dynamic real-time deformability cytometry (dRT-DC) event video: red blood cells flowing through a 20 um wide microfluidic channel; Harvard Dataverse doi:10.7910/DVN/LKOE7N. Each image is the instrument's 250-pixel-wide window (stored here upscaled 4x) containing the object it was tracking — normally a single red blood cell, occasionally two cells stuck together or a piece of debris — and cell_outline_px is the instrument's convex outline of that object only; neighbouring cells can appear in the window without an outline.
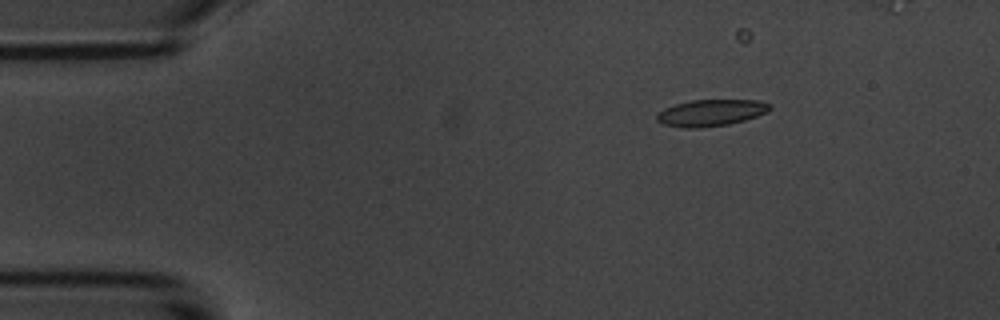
{"species": "common noctule bat (a hibernating species)", "species_latin": "Nyctalus noctula", "temperature_condition": "room temperature", "stored_images_in_passage": 12, "camera_frame_rate_fps": 3000, "um_per_image_px": 0.085, "animal": {"sex": "male", "body_mass_g": 20.1, "forearm_length_mm": 53.5}, "frame": {"image": 1, "passage_image": 2, "time_ms": 1.333, "image_size_px": [1000, 320], "cell_outline_px": [[772, 108], [768, 112], [744, 120], [728, 124], [700, 128], [684, 128], [664, 124], [656, 120], [656, 116], [664, 108], [676, 104], [692, 100], [756, 100], [772, 104]], "centroid_in_image_um": [60.45, 9.58], "position_along_channel_um": 24.6, "area_um2": 17.46}}
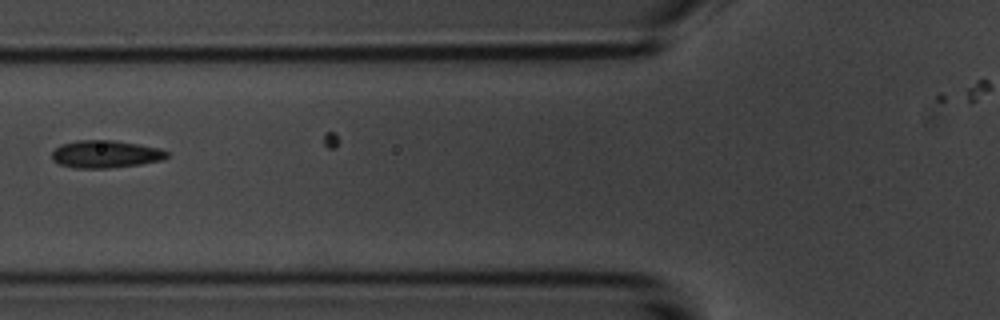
{"frame": {"image": 2, "passage_image": 6, "time_ms": 5.667, "image_size_px": [1000, 320], "cell_outline_px": [[168, 156], [160, 160], [140, 164], [108, 168], [76, 168], [60, 164], [52, 160], [52, 152], [60, 144], [80, 140], [112, 140], [160, 148], [168, 152]], "centroid_in_image_um": [8.94, 13.1], "position_along_channel_um": 116.9, "area_um2": 18.26}}
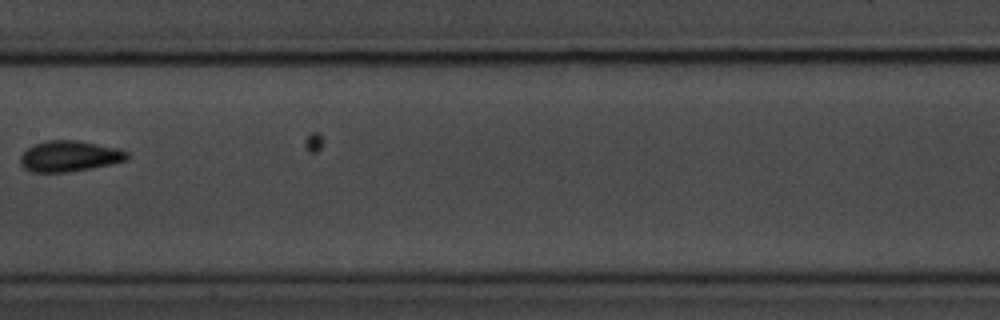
{"frame": {"image": 3, "passage_image": 8, "time_ms": 8.0, "image_size_px": [1000, 320], "cell_outline_px": [[128, 160], [112, 164], [92, 168], [68, 172], [32, 172], [24, 168], [20, 164], [20, 156], [28, 148], [36, 144], [48, 140], [76, 140], [120, 148], [128, 152]], "centroid_in_image_um": [5.93, 13.28], "position_along_channel_um": 201.5, "area_um2": 19.25}}